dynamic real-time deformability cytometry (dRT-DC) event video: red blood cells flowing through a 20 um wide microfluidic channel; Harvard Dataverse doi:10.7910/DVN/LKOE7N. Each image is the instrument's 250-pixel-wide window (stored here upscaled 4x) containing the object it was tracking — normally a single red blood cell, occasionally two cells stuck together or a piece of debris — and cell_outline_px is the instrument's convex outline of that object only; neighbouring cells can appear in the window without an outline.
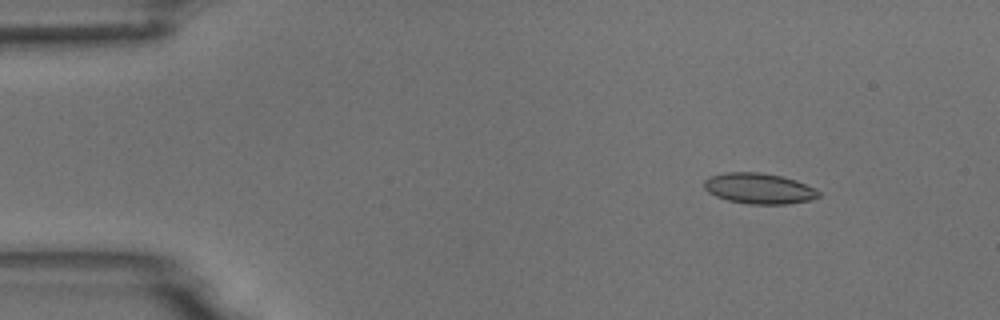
{"species": "common noctule bat (a hibernating species)", "species_latin": "Nyctalus noctula", "temperature_condition": "room temperature", "stored_images_in_passage": 8, "camera_frame_rate_fps": 3000, "um_per_image_px": 0.085, "animal": {"sex": "male", "body_mass_g": 18.8}, "frame": {"image": 1, "passage_image": 2, "time_ms": 1.333, "image_size_px": [1000, 320], "cell_outline_px": [[820, 196], [812, 200], [788, 204], [748, 204], [728, 200], [716, 196], [708, 192], [704, 188], [704, 180], [712, 176], [728, 172], [760, 172], [780, 176], [796, 180], [816, 188], [820, 192]], "centroid_in_image_um": [64.55, 16.03], "position_along_channel_um": 20.4, "area_um2": 20.52}}